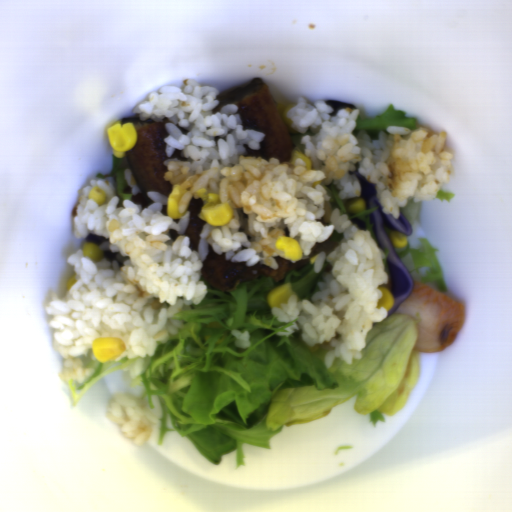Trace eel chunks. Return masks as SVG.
Here are the masks:
<instances>
[{"instance_id": "1", "label": "eel chunks", "mask_w": 512, "mask_h": 512, "mask_svg": "<svg viewBox=\"0 0 512 512\" xmlns=\"http://www.w3.org/2000/svg\"><path fill=\"white\" fill-rule=\"evenodd\" d=\"M215 97L219 103L212 110L214 115L225 104H236L242 129L264 133L258 150H253L248 143L244 144L243 154L246 157H260L265 161L274 157L282 164L291 161L295 143L279 106L264 80L255 77L247 85L237 86Z\"/></svg>"}, {"instance_id": "2", "label": "eel chunks", "mask_w": 512, "mask_h": 512, "mask_svg": "<svg viewBox=\"0 0 512 512\" xmlns=\"http://www.w3.org/2000/svg\"><path fill=\"white\" fill-rule=\"evenodd\" d=\"M169 122H171L169 117H165L162 121L152 118L142 121L139 117L121 119L123 124L133 123L137 134L135 146L124 155L139 187V192L132 195V202L139 204L143 210L153 203L152 198L147 196L150 191H157L164 198H168L173 190L171 182L165 181L167 172L165 161L169 159L188 161L180 149H175L171 157L166 154L164 140L169 134L165 126Z\"/></svg>"}, {"instance_id": "3", "label": "eel chunks", "mask_w": 512, "mask_h": 512, "mask_svg": "<svg viewBox=\"0 0 512 512\" xmlns=\"http://www.w3.org/2000/svg\"><path fill=\"white\" fill-rule=\"evenodd\" d=\"M337 247L334 240L316 243L305 259L292 262L282 256H275L278 269H272L265 263L247 265L245 262L227 260L226 253L217 254L212 244L207 245V256L200 269L202 281L209 287L222 292L235 290L240 283L258 277L272 278L273 282L283 279L287 274L295 272L309 264L310 260L320 253L330 254Z\"/></svg>"}, {"instance_id": "4", "label": "eel chunks", "mask_w": 512, "mask_h": 512, "mask_svg": "<svg viewBox=\"0 0 512 512\" xmlns=\"http://www.w3.org/2000/svg\"><path fill=\"white\" fill-rule=\"evenodd\" d=\"M205 202L200 198H192L189 202L187 211L190 213L189 224L185 230V236L189 237V248L192 252L198 251L200 235L206 224L199 215L204 208Z\"/></svg>"}]
</instances>
